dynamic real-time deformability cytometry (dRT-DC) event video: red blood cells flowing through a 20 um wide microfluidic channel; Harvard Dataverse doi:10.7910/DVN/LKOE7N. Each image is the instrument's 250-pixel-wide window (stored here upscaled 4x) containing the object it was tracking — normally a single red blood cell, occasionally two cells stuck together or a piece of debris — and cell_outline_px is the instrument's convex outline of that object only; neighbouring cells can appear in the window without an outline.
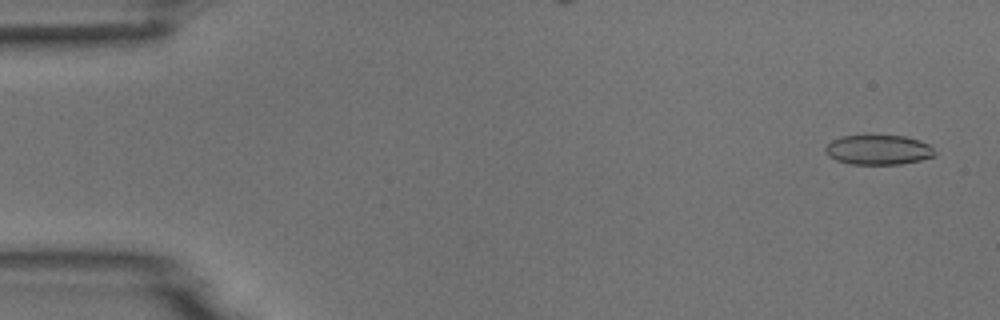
{"species": "common noctule bat (a hibernating species)", "species_latin": "Nyctalus noctula", "temperature_condition": "room temperature", "stored_images_in_passage": 53, "camera_frame_rate_fps": 3000, "um_per_image_px": 0.085, "animal": {"sex": "male", "body_mass_g": 18.8}, "frame": {"image": 1, "passage_image": 3, "time_ms": 0.667, "image_size_px": [1000, 320], "cell_outline_px": [[936, 152], [932, 156], [920, 160], [900, 164], [852, 164], [836, 160], [828, 156], [824, 152], [824, 148], [832, 140], [840, 136], [904, 136], [920, 140], [928, 144]], "centroid_in_image_um": [74.63, 12.74], "position_along_channel_um": 10.4, "area_um2": 18.84}}
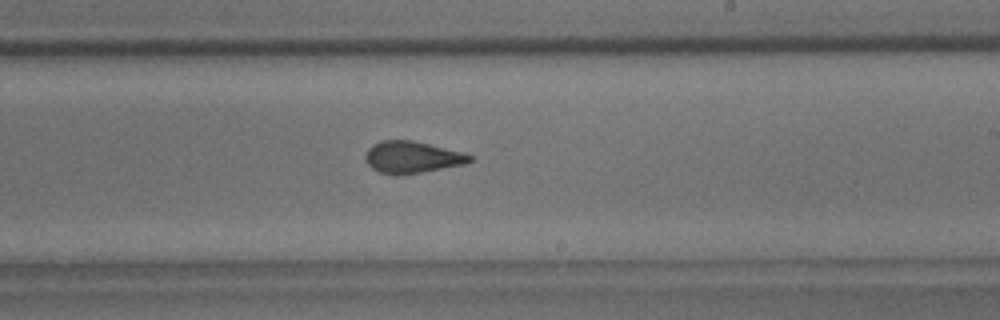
{"frame": {"image": 2, "passage_image": 32, "time_ms": 10.333, "image_size_px": [1000, 320], "cell_outline_px": [[472, 160], [464, 164], [420, 172], [396, 176], [380, 172], [372, 168], [368, 164], [364, 156], [368, 148], [372, 144], [380, 140], [412, 140], [460, 152], [472, 156]], "centroid_in_image_um": [34.95, 13.36], "position_along_channel_um": 254.0, "area_um2": 19.13}}
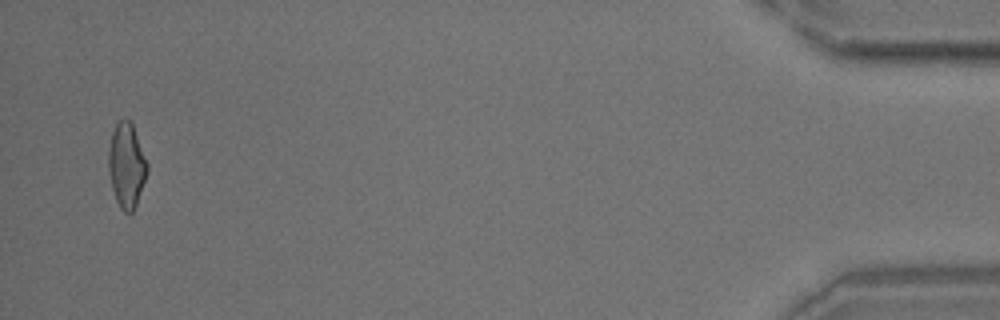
{"frame": {"image": 3, "passage_image": 52, "time_ms": 17.0, "image_size_px": [1000, 320], "cell_outline_px": [[148, 172], [136, 204], [132, 212], [128, 216], [120, 208], [116, 200], [112, 188], [108, 168], [108, 148], [112, 132], [116, 124], [124, 116], [132, 124], [148, 164]], "centroid_in_image_um": [10.75, 14.07], "position_along_channel_um": 424.5, "area_um2": 19.13}}